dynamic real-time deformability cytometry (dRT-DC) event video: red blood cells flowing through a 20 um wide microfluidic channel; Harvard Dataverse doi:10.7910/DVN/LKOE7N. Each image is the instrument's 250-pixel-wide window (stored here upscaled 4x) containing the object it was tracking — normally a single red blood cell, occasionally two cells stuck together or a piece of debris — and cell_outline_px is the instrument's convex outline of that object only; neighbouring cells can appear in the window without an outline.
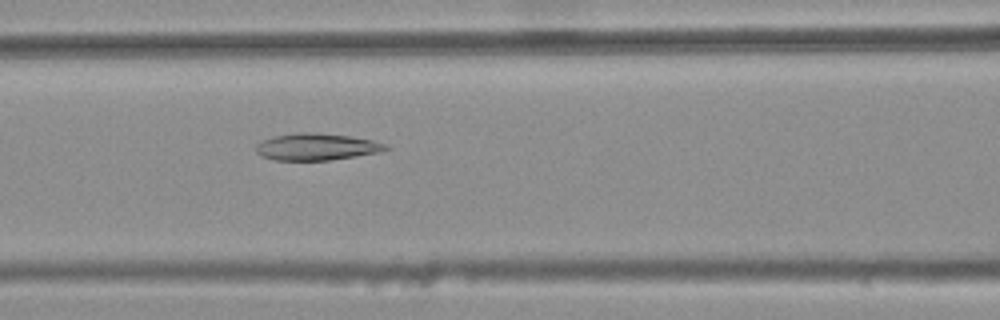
{"species": "common noctule bat (a hibernating species)", "species_latin": "Nyctalus noctula", "temperature_condition": "warm", "stored_images_in_passage": 33, "camera_frame_rate_fps": 3000, "um_per_image_px": 0.085, "animal": {"sex": "female", "body_mass_g": 25.1}, "frame": {"image": 1, "passage_image": 8, "time_ms": 2.333, "image_size_px": [1000, 320], "cell_outline_px": [[392, 148], [380, 152], [328, 160], [276, 160], [260, 156], [256, 152], [256, 144], [264, 140], [276, 136], [296, 132], [308, 132], [348, 136], [372, 140], [388, 144]], "centroid_in_image_um": [26.92, 12.48], "position_along_channel_um": 139.7, "area_um2": 20.17}}
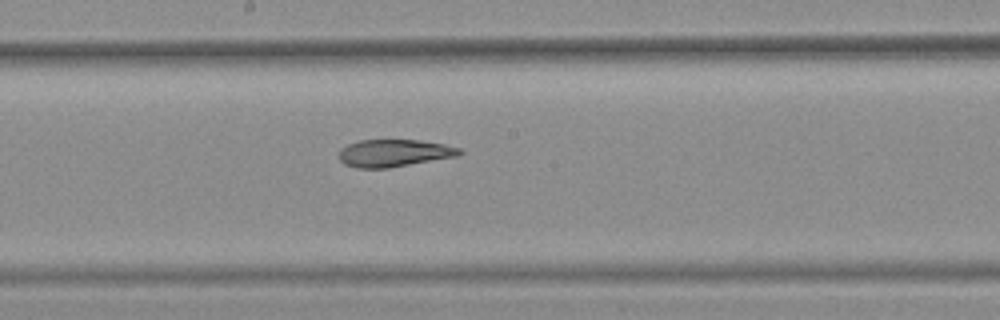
{"frame": {"image": 2, "passage_image": 14, "time_ms": 4.333, "image_size_px": [1000, 320], "cell_outline_px": [[464, 152], [456, 156], [388, 168], [356, 168], [344, 164], [336, 156], [340, 148], [348, 144], [360, 140], [420, 140], [444, 144], [460, 148]], "centroid_in_image_um": [33.44, 13.01], "position_along_channel_um": 214.8, "area_um2": 19.31}}
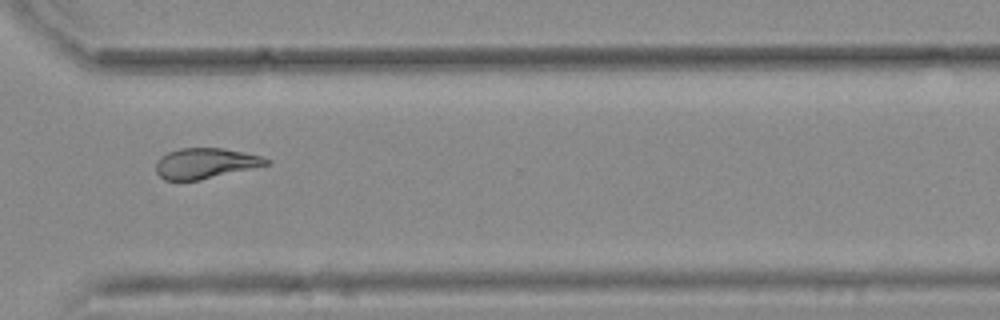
{"frame": {"image": 3, "passage_image": 25, "time_ms": 8.0, "image_size_px": [1000, 320], "cell_outline_px": [[272, 164], [200, 180], [164, 180], [156, 172], [156, 160], [160, 156], [168, 152], [180, 148], [224, 148], [244, 152], [260, 156], [272, 160]], "centroid_in_image_um": [17.47, 13.88], "position_along_channel_um": 353.1, "area_um2": 19.77}, "authors_computed_cell_mechanics": {"area_um2": 20.1722, "velocity_mm_per_s": 3.7679, "shape_relaxation_time_tau1_ms": null, "shape_relaxation_time_tau2_ms": 5.4772, "deformation_change_tau1": null, "deformation_change_tau2": 0.1259}}